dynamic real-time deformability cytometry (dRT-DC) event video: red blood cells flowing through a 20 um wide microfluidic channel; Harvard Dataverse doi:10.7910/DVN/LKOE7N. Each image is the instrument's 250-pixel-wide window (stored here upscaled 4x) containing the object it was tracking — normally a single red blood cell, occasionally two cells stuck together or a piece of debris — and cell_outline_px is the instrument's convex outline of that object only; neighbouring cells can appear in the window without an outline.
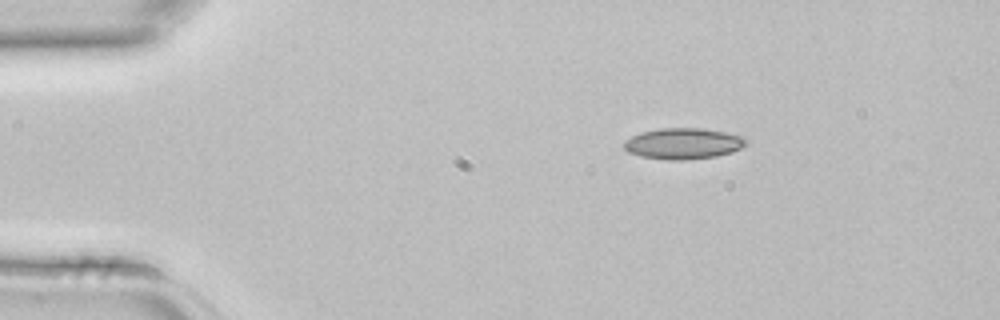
{"species": "common noctule bat (a hibernating species)", "species_latin": "Nyctalus noctula", "temperature_condition": "room temperature", "stored_images_in_passage": 2, "camera_frame_rate_fps": 3000, "um_per_image_px": 0.085, "animal": {"sex": "female", "body_mass_g": 22.7, "forearm_length_mm": 54.2}, "frame": {"image": 1, "passage_image": 1, "time_ms": 0.0, "image_size_px": [1000, 320], "cell_outline_px": [[748, 140], [740, 148], [732, 152], [716, 156], [688, 160], [668, 160], [640, 156], [628, 152], [624, 148], [624, 140], [640, 132], [660, 128], [704, 128], [744, 136]], "centroid_in_image_um": [58.06, 12.2], "position_along_channel_um": 26.9, "area_um2": 22.2}}